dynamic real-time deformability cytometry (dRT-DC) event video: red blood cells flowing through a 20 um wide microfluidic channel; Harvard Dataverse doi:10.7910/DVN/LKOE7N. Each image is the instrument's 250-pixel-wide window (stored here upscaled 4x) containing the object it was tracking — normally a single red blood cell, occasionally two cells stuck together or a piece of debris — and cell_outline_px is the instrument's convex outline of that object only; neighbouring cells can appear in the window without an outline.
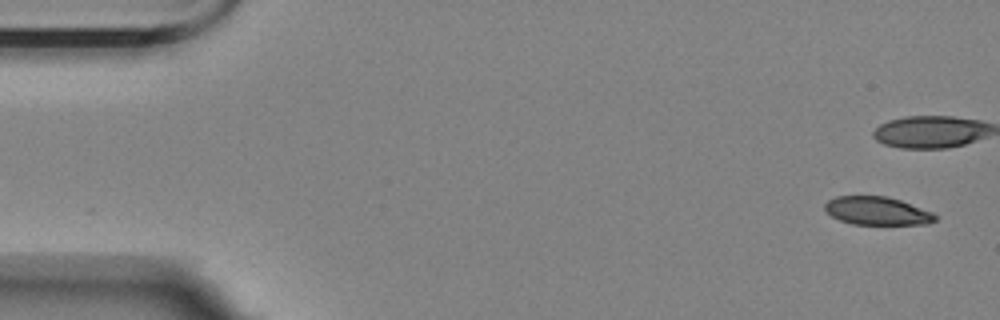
{"species": "Egyptian fruit bat (a non-hibernating species)", "species_latin": "Rousettus aegyptiacus", "temperature_condition": "room temperature", "stored_images_in_passage": 3, "camera_frame_rate_fps": 3000, "um_per_image_px": 0.085, "animal": {"sex": "female"}, "frame": {"image": 1, "passage_image": 1, "time_ms": 0.0, "image_size_px": [1000, 320], "cell_outline_px": [[936, 220], [928, 224], [852, 224], [840, 220], [832, 216], [824, 208], [824, 204], [828, 200], [836, 196], [884, 196], [900, 200], [932, 212], [936, 216]], "centroid_in_image_um": [74.54, 17.92], "position_along_channel_um": 10.5, "area_um2": 17.98}}